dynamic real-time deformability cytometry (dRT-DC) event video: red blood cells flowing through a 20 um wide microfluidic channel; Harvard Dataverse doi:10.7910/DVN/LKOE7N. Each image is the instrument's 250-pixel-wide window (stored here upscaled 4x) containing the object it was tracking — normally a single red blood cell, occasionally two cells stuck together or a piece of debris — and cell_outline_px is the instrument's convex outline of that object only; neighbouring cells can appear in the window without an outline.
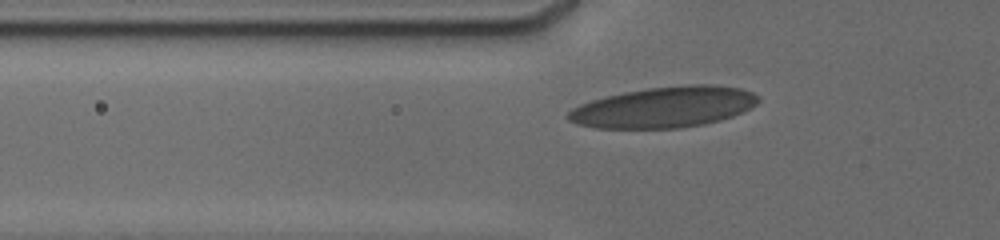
{"species": "human", "species_latin": "Homo sapiens", "temperature_condition": "cold", "stored_images_in_passage": 35, "camera_frame_rate_fps": 3000, "um_per_image_px": 0.085, "donor": {"sex": "male"}, "frame": {"image": 1, "passage_image": 2, "time_ms": 0.333, "image_size_px": [1000, 240], "cell_outline_px": [[760, 100], [752, 108], [744, 112], [720, 120], [704, 124], [680, 128], [596, 128], [576, 124], [568, 120], [564, 116], [572, 108], [580, 104], [592, 100], [624, 92], [648, 88], [688, 84], [712, 84], [740, 88], [752, 92], [760, 96]], "centroid_in_image_um": [56.47, 9.11], "position_along_channel_um": 69.3, "area_um2": 45.49}}
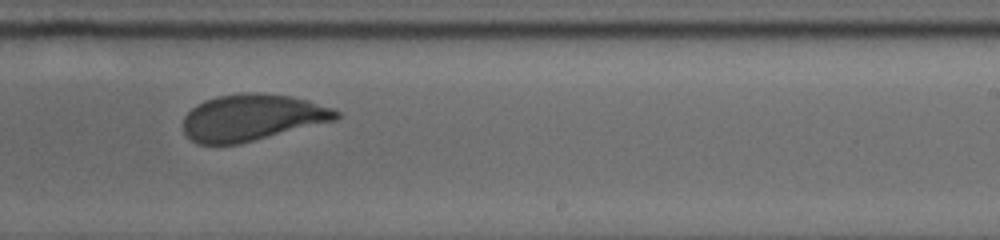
{"frame": {"image": 2, "passage_image": 17, "time_ms": 5.667, "image_size_px": [1000, 240], "cell_outline_px": [[340, 116], [336, 120], [236, 144], [200, 144], [192, 140], [184, 132], [184, 116], [196, 104], [204, 100], [220, 96], [248, 92], [256, 92], [292, 96], [308, 100], [332, 108], [340, 112]], "centroid_in_image_um": [21.43, 9.97], "position_along_channel_um": 267.6, "area_um2": 41.04}}
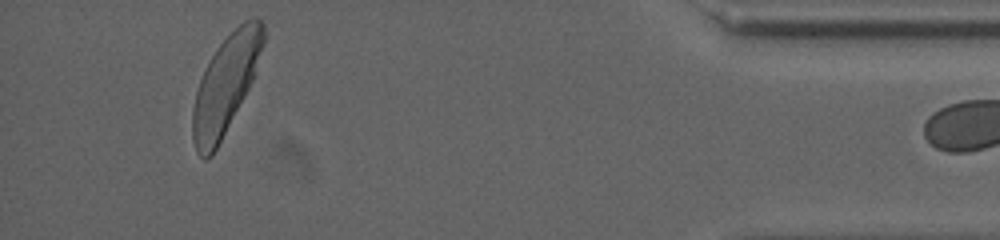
{"frame": {"image": 3, "passage_image": 33, "time_ms": 11.0, "image_size_px": [1000, 240], "cell_outline_px": [[264, 44], [252, 80], [244, 96], [212, 156], [204, 160], [196, 152], [192, 140], [192, 108], [196, 92], [200, 80], [216, 48], [244, 20], [252, 16], [256, 16], [264, 24]], "centroid_in_image_um": [19.16, 7.2], "position_along_channel_um": 416.0, "area_um2": 39.65}}